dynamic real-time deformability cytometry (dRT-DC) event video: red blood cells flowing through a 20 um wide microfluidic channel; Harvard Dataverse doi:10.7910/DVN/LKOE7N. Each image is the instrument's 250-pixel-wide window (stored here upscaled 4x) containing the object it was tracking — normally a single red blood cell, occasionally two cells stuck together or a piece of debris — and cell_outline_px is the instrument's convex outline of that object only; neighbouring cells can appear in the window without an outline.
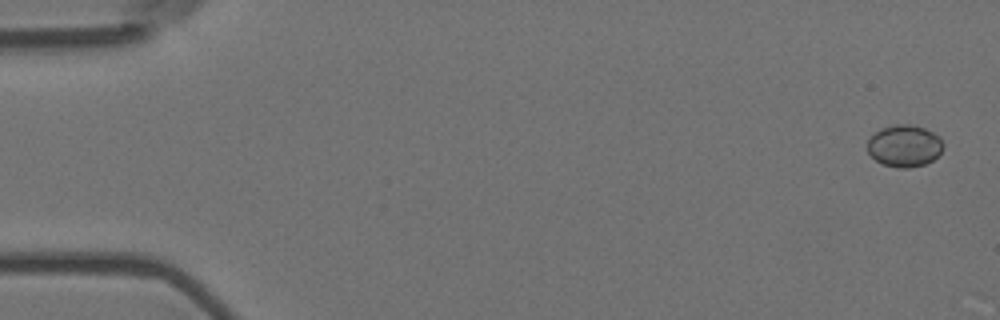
{"species": "Egyptian fruit bat (a non-hibernating species)", "species_latin": "Rousettus aegyptiacus", "temperature_condition": "room temperature", "stored_images_in_passage": 6, "camera_frame_rate_fps": 3000, "um_per_image_px": 0.085, "animal": {"sex": "female"}, "frame": {"image": 1, "passage_image": 1, "time_ms": 0.0, "image_size_px": [1000, 320], "cell_outline_px": [[944, 148], [932, 160], [924, 164], [908, 168], [896, 168], [884, 164], [876, 160], [868, 152], [868, 140], [880, 128], [896, 124], [908, 124], [924, 128], [940, 136], [944, 144]], "centroid_in_image_um": [76.89, 12.39], "position_along_channel_um": 8.1, "area_um2": 18.44}}
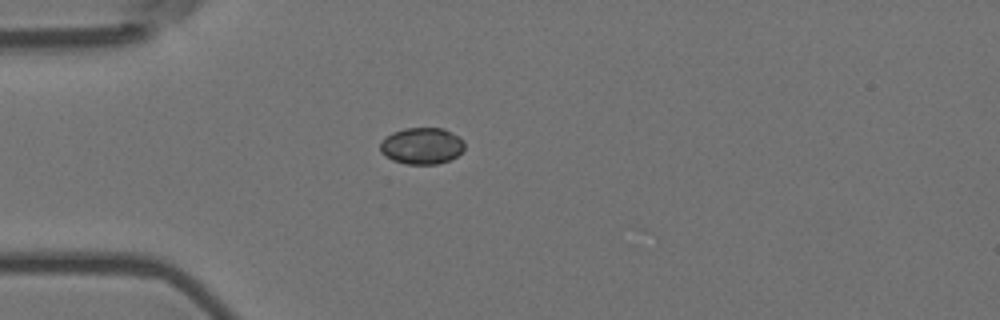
{"frame": {"image": 2, "passage_image": 5, "time_ms": 1.333, "image_size_px": [1000, 320], "cell_outline_px": [[464, 148], [456, 156], [448, 160], [436, 164], [408, 164], [392, 160], [384, 156], [380, 152], [380, 140], [392, 132], [404, 128], [444, 128], [460, 136], [464, 140]], "centroid_in_image_um": [35.83, 12.38], "position_along_channel_um": 49.2, "area_um2": 18.15}}